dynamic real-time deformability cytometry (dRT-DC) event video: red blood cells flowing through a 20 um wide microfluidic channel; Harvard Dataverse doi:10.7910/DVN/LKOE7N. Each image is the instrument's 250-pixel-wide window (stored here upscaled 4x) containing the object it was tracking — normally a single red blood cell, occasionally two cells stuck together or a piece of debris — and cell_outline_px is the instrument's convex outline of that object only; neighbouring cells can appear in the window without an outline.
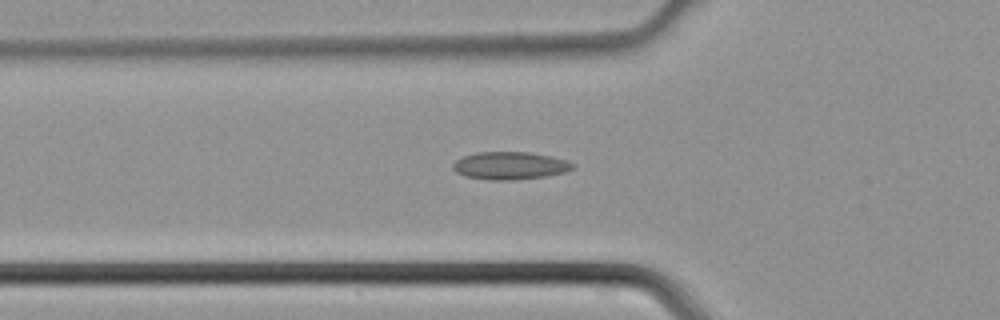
{"species": "common noctule bat (a hibernating species)", "species_latin": "Nyctalus noctula", "temperature_condition": "cold", "stored_images_in_passage": 18, "camera_frame_rate_fps": 3000, "um_per_image_px": 0.085, "animal": {"sex": "male", "body_mass_g": 21.5, "forearm_length_mm": 52.0}, "frame": {"image": 1, "passage_image": 15, "time_ms": 4.667, "image_size_px": [1000, 320], "cell_outline_px": [[576, 168], [564, 172], [544, 176], [512, 180], [488, 180], [464, 176], [456, 172], [452, 168], [452, 164], [456, 160], [464, 156], [476, 152], [528, 152], [548, 156], [564, 160], [576, 164]], "centroid_in_image_um": [43.31, 14.08], "position_along_channel_um": 82.5, "area_um2": 19.25}}
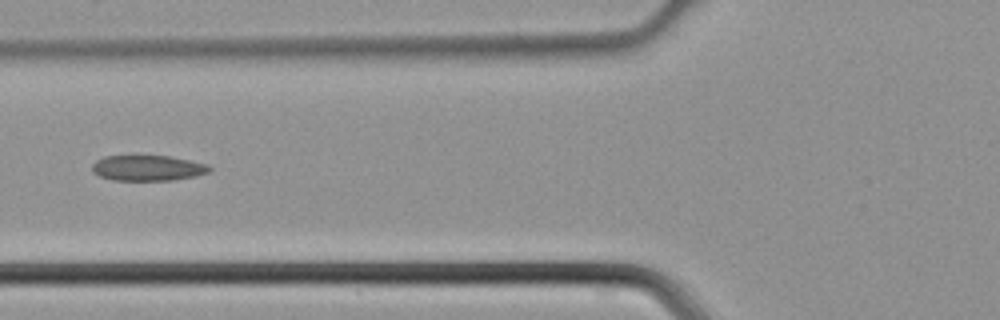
{"frame": {"image": 2, "passage_image": 17, "time_ms": 5.333, "image_size_px": [1000, 320], "cell_outline_px": [[212, 168], [208, 172], [196, 176], [172, 180], [112, 180], [100, 176], [92, 172], [92, 164], [96, 160], [104, 156], [168, 156], [208, 164]], "centroid_in_image_um": [12.54, 14.28], "position_along_channel_um": 113.3, "area_um2": 17.4}}